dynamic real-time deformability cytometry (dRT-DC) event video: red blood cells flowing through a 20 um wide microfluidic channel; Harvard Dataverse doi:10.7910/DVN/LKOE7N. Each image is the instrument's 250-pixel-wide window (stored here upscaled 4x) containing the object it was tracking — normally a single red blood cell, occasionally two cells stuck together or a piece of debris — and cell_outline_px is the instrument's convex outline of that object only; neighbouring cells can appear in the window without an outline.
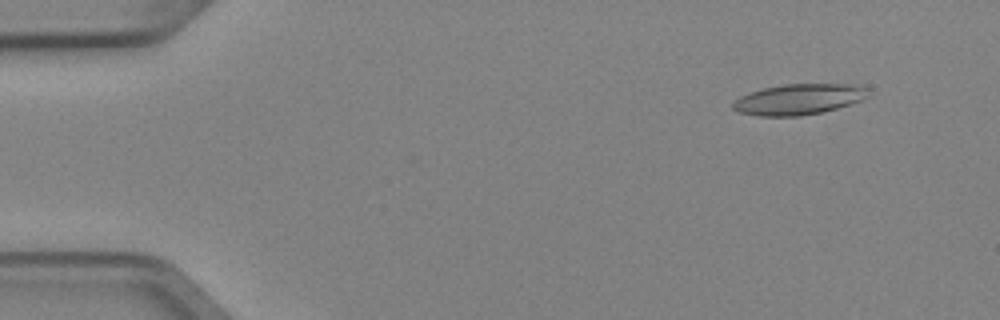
{"species": "Egyptian fruit bat (a non-hibernating species)", "species_latin": "Rousettus aegyptiacus", "temperature_condition": "cold", "stored_images_in_passage": 5, "camera_frame_rate_fps": 3000, "um_per_image_px": 0.085, "animal": {"sex": "female"}, "frame": {"image": 1, "passage_image": 2, "time_ms": 0.333, "image_size_px": [1000, 320], "cell_outline_px": [[868, 88], [860, 100], [836, 108], [820, 112], [800, 116], [760, 116], [736, 112], [732, 108], [732, 104], [740, 96], [764, 88], [784, 84], [848, 84]], "centroid_in_image_um": [67.79, 8.45], "position_along_channel_um": 17.2, "area_um2": 23.7}}
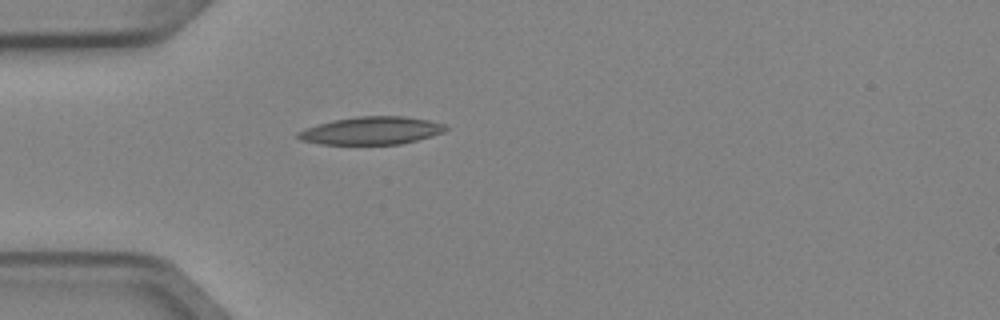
{"frame": {"image": 2, "passage_image": 5, "time_ms": 1.333, "image_size_px": [1000, 320], "cell_outline_px": [[448, 128], [444, 132], [432, 136], [400, 144], [320, 144], [300, 140], [296, 136], [296, 132], [304, 128], [332, 120], [356, 116], [404, 116], [428, 120], [444, 124]], "centroid_in_image_um": [31.54, 11.1], "position_along_channel_um": 53.5, "area_um2": 23.99}}